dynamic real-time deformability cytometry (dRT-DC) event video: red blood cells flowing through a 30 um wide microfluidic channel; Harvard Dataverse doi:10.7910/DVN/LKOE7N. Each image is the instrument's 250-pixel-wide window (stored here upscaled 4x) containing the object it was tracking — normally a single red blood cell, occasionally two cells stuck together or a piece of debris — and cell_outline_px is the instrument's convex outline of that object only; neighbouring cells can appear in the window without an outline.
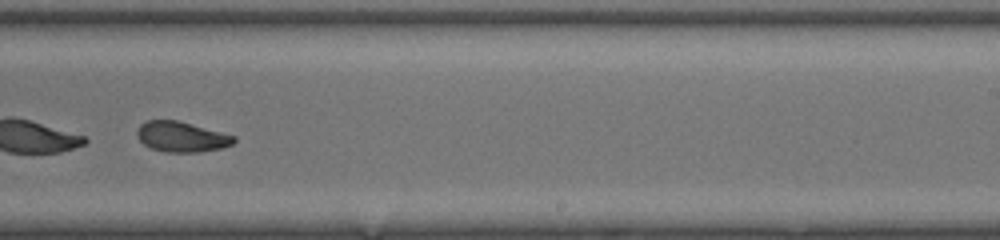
{"species": "common noctule bat (a hibernating species)", "species_latin": "Nyctalus noctula", "temperature_condition": "room temperature", "stored_images_in_passage": 46, "segment_of_instrument_passage": [2, 2], "camera_frame_rate_fps": 3000, "um_per_image_px": 0.085, "animal": {"sex": "female", "body_mass_g": 20.0, "forearm_length_mm": 54.0}, "frame": {"image": 1, "passage_image": 30, "time_ms": 9.667, "image_size_px": [1000, 240], "cell_outline_px": [[236, 140], [232, 144], [220, 148], [200, 152], [164, 152], [152, 148], [144, 144], [136, 136], [136, 132], [140, 124], [148, 120], [176, 120], [236, 136]], "centroid_in_image_um": [15.41, 11.63], "position_along_channel_um": 273.6, "area_um2": 16.99}}
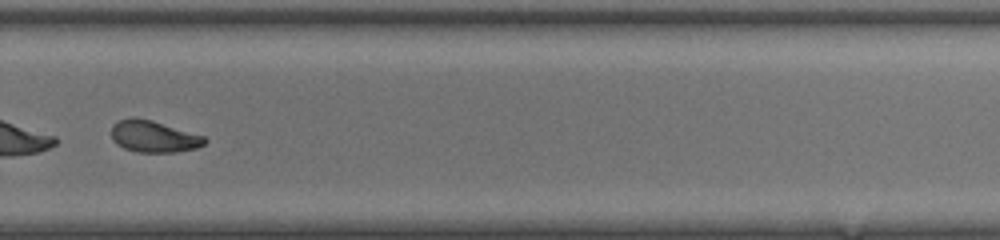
{"frame": {"image": 2, "passage_image": 33, "time_ms": 10.667, "image_size_px": [1000, 240], "cell_outline_px": [[208, 140], [204, 144], [196, 148], [176, 152], [140, 152], [124, 148], [116, 144], [112, 140], [112, 124], [120, 120], [132, 116], [136, 116], [152, 120], [204, 136]], "centroid_in_image_um": [13.04, 11.59], "position_along_channel_um": 316.8, "area_um2": 17.28}}